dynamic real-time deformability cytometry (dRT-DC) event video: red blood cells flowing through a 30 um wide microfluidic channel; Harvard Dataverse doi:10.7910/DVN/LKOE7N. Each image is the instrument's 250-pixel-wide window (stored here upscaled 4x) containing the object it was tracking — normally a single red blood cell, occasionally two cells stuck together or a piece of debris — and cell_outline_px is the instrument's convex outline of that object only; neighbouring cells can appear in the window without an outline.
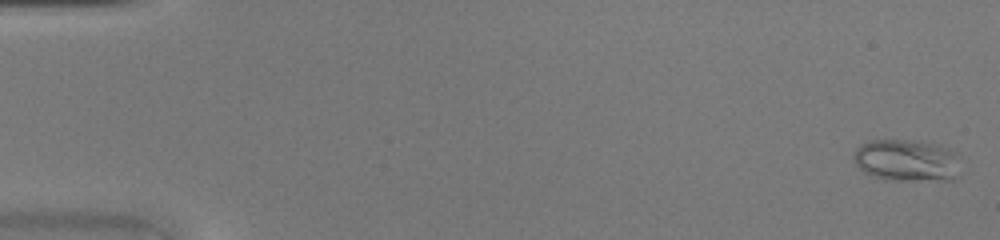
{"species": "common noctule bat (a hibernating species)", "species_latin": "Nyctalus noctula", "temperature_condition": "warm", "stored_images_in_passage": 46, "camera_frame_rate_fps": 3000, "um_per_image_px": 0.085, "animal": {"sex": "female", "body_mass_g": 20.0, "forearm_length_mm": 54.0}, "frame": {"image": 1, "passage_image": 2, "time_ms": 0.333, "image_size_px": [1000, 240], "cell_outline_px": [[956, 152], [952, 180], [884, 180], [864, 172], [856, 164], [852, 156], [856, 148], [860, 144], [872, 140], [912, 140], [936, 144], [948, 148]], "centroid_in_image_um": [76.95, 13.62], "position_along_channel_um": 8.0, "area_um2": 25.66}}
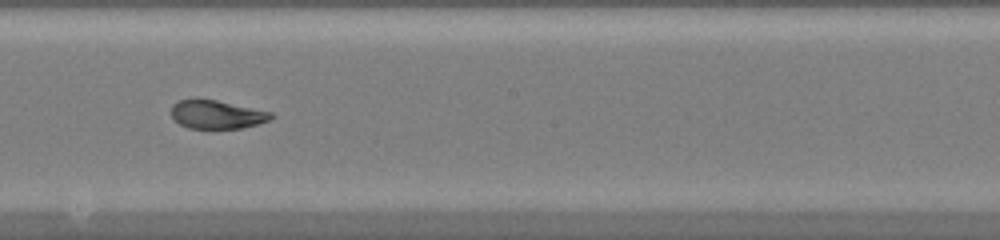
{"frame": {"image": 2, "passage_image": 27, "time_ms": 8.667, "image_size_px": [1000, 240], "cell_outline_px": [[276, 116], [268, 120], [256, 124], [240, 128], [188, 128], [180, 124], [172, 116], [172, 104], [180, 100], [216, 100], [272, 112]], "centroid_in_image_um": [18.45, 9.74], "position_along_channel_um": 229.8, "area_um2": 16.18}}
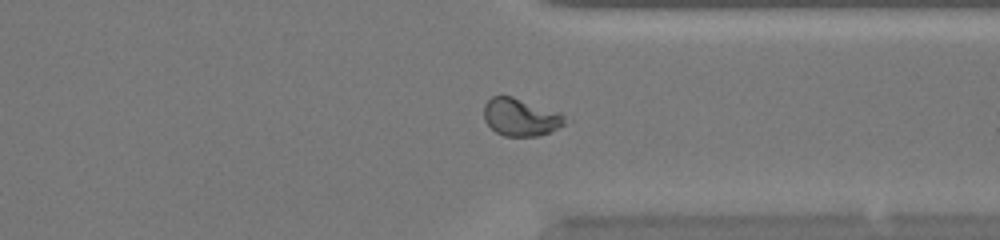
{"frame": {"image": 3, "passage_image": 36, "time_ms": 11.667, "image_size_px": [1000, 240], "cell_outline_px": [[572, 120], [552, 132], [536, 136], [504, 136], [496, 132], [484, 120], [484, 104], [492, 96], [512, 96], [560, 112]], "centroid_in_image_um": [44.31, 9.96], "position_along_channel_um": 367.1, "area_um2": 18.03}}